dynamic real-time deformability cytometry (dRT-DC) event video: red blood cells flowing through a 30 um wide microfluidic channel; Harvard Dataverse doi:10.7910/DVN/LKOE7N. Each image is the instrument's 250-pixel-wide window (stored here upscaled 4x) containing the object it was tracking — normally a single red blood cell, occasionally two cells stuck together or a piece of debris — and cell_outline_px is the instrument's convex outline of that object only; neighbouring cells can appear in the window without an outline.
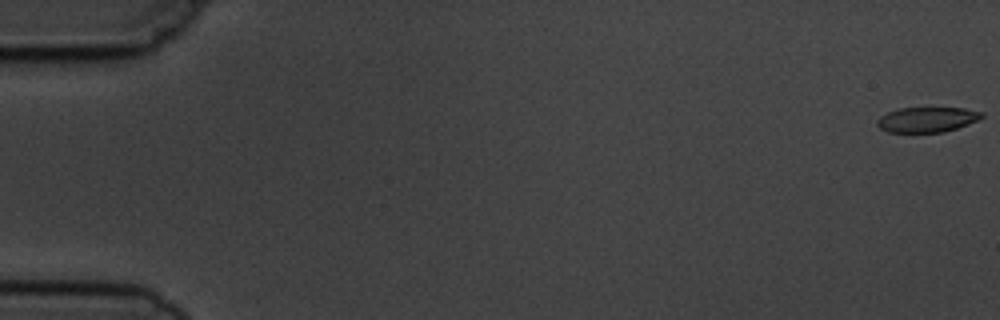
{"species": "common noctule bat (a hibernating species)", "species_latin": "Nyctalus noctula", "temperature_condition": "cold", "stored_images_in_passage": 10, "camera_frame_rate_fps": 3000, "um_per_image_px": 0.085, "animal": {"sex": "male", "body_mass_g": 19.5, "forearm_length_mm": 54.6}, "frame": {"image": 1, "passage_image": 1, "time_ms": 0.0, "image_size_px": [1000, 320], "cell_outline_px": [[984, 116], [968, 124], [944, 132], [888, 132], [880, 128], [876, 124], [876, 120], [880, 116], [888, 112], [900, 108], [964, 108], [984, 112]], "centroid_in_image_um": [78.79, 10.16], "position_along_channel_um": 6.2, "area_um2": 15.26}}
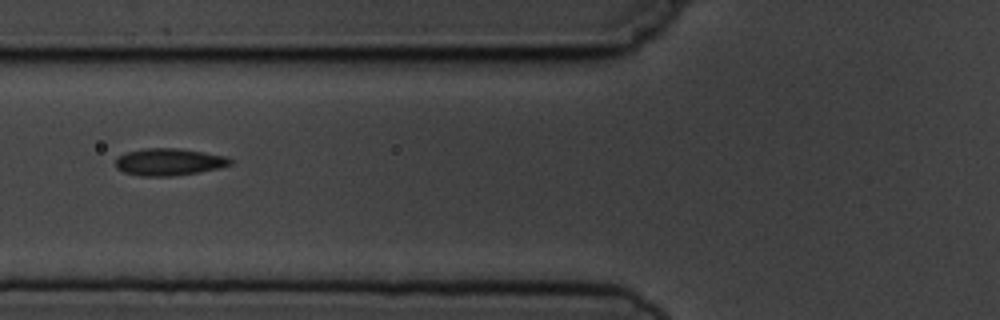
{"frame": {"image": 2, "passage_image": 7, "time_ms": 7.0, "image_size_px": [1000, 320], "cell_outline_px": [[232, 164], [220, 168], [172, 176], [140, 176], [124, 172], [116, 168], [116, 160], [120, 156], [128, 152], [144, 148], [176, 148], [204, 152], [228, 156], [232, 160]], "centroid_in_image_um": [14.39, 13.76], "position_along_channel_um": 111.4, "area_um2": 18.03}}
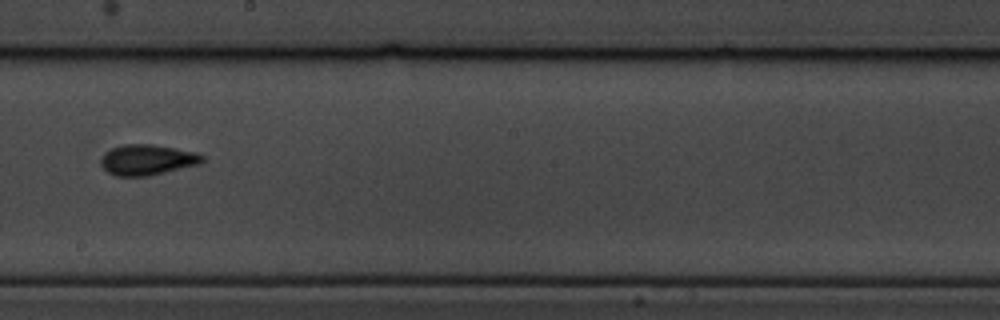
{"frame": {"image": 3, "passage_image": 10, "time_ms": 10.333, "image_size_px": [1000, 320], "cell_outline_px": [[204, 160], [200, 164], [148, 176], [116, 176], [108, 172], [100, 164], [100, 160], [104, 152], [112, 148], [124, 144], [152, 144], [196, 152], [204, 156]], "centroid_in_image_um": [12.51, 13.58], "position_along_channel_um": 235.7, "area_um2": 18.09}}